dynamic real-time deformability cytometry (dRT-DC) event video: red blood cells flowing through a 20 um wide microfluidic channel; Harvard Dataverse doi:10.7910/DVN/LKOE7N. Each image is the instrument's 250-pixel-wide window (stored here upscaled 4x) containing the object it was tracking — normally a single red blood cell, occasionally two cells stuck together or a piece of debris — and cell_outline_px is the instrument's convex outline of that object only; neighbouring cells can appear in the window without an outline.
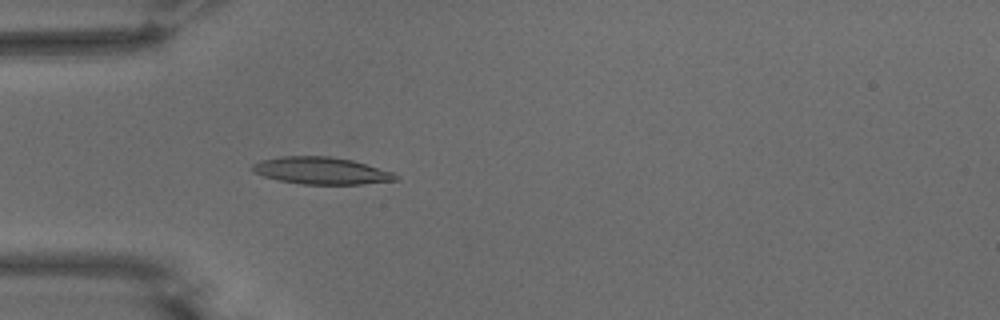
{"species": "common noctule bat (a hibernating species)", "species_latin": "Nyctalus noctula", "temperature_condition": "warm", "stored_images_in_passage": 53, "camera_frame_rate_fps": 3000, "um_per_image_px": 0.085, "animal": {"sex": "male", "body_mass_g": 15.6}, "frame": {"image": 1, "passage_image": 16, "time_ms": 5.0, "image_size_px": [1000, 320], "cell_outline_px": [[400, 180], [360, 184], [300, 184], [276, 180], [252, 172], [248, 168], [252, 164], [260, 160], [280, 156], [328, 156], [352, 160], [392, 172], [400, 176]], "centroid_in_image_um": [27.25, 14.51], "position_along_channel_um": 57.7, "area_um2": 22.83}}
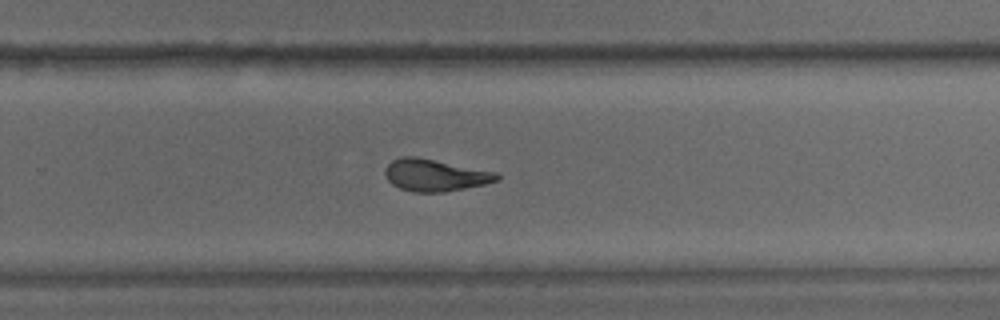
{"frame": {"image": 2, "passage_image": 35, "time_ms": 11.333, "image_size_px": [1000, 320], "cell_outline_px": [[500, 180], [484, 184], [444, 192], [412, 192], [400, 188], [392, 184], [388, 180], [384, 172], [384, 168], [392, 160], [400, 156], [416, 156], [496, 172], [500, 176]], "centroid_in_image_um": [36.95, 14.88], "position_along_channel_um": 292.9, "area_um2": 20.87}}
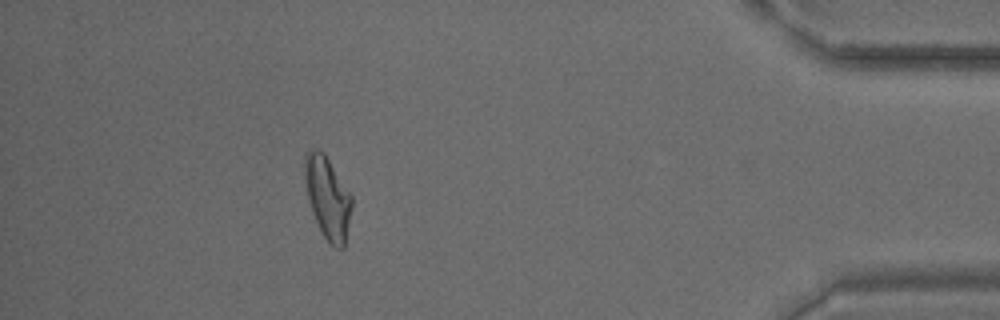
{"frame": {"image": 3, "passage_image": 48, "time_ms": 15.667, "image_size_px": [1000, 320], "cell_outline_px": [[352, 208], [344, 248], [336, 248], [324, 236], [312, 212], [308, 196], [304, 176], [304, 156], [312, 148], [316, 148], [324, 152], [352, 196]], "centroid_in_image_um": [27.85, 16.76], "position_along_channel_um": 407.3, "area_um2": 22.25}, "authors_computed_cell_mechanics": {"area_um2": 21.1548, "velocity_mm_per_s": 3.7828, "shape_relaxation_time_tau1_ms": 8.621, "shape_relaxation_time_tau2_ms": 2.4895, "deformation_change_tau1": 0.2667, "deformation_change_tau2": 0.1235}}